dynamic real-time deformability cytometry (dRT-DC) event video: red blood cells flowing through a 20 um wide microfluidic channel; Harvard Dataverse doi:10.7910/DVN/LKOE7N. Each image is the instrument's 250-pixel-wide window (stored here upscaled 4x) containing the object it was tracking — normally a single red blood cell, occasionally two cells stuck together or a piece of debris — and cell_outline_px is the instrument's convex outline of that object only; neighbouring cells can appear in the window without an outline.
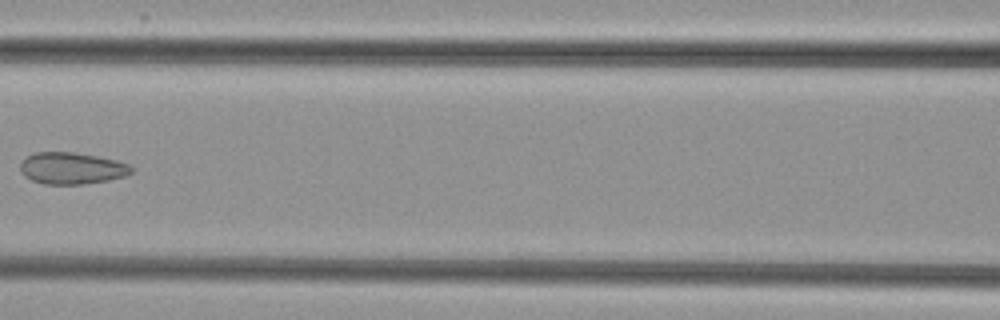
{"species": "common noctule bat (a hibernating species)", "species_latin": "Nyctalus noctula", "temperature_condition": "cold", "stored_images_in_passage": 7, "camera_frame_rate_fps": 3000, "um_per_image_px": 0.085, "animal": {"sex": "female", "body_mass_g": 29.2, "forearm_length_mm": 56.3}, "frame": {"image": 1, "passage_image": 5, "time_ms": 5.0, "image_size_px": [1000, 320], "cell_outline_px": [[136, 168], [132, 172], [124, 176], [108, 180], [84, 184], [44, 184], [32, 180], [24, 176], [20, 172], [20, 160], [36, 152], [76, 152], [100, 156], [116, 160], [128, 164]], "centroid_in_image_um": [6.1, 14.29], "position_along_channel_um": 160.5, "area_um2": 20.81}}
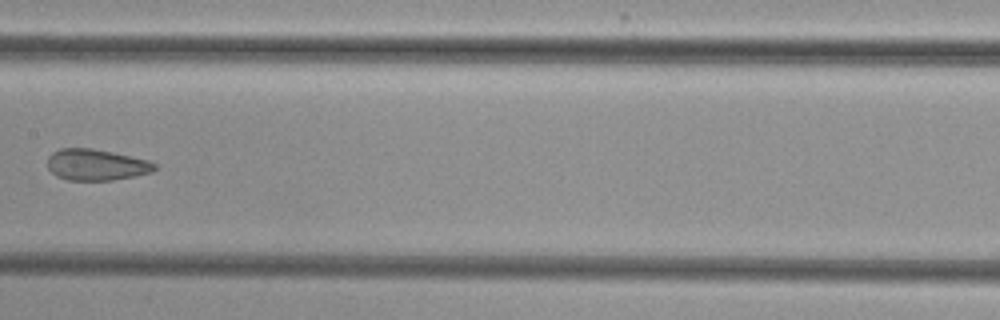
{"frame": {"image": 2, "passage_image": 6, "time_ms": 6.0, "image_size_px": [1000, 320], "cell_outline_px": [[156, 168], [152, 172], [136, 176], [112, 180], [68, 180], [56, 176], [48, 168], [48, 156], [52, 152], [60, 148], [92, 148], [112, 152], [148, 160], [156, 164]], "centroid_in_image_um": [8.17, 14.0], "position_along_channel_um": 199.2, "area_um2": 19.54}}
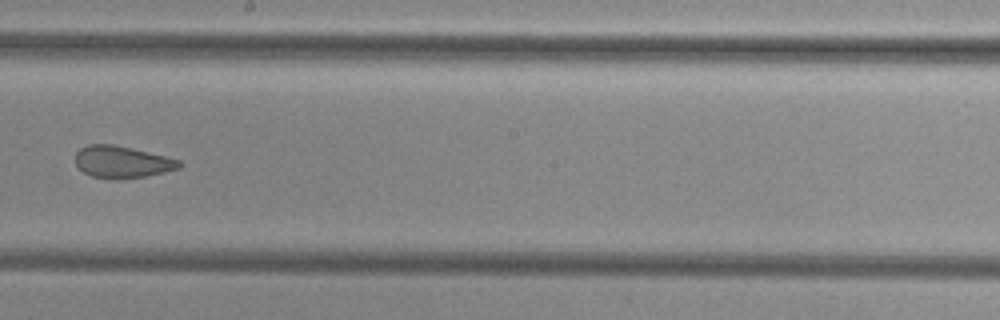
{"frame": {"image": 3, "passage_image": 7, "time_ms": 7.0, "image_size_px": [1000, 320], "cell_outline_px": [[184, 164], [180, 168], [164, 172], [144, 176], [92, 176], [84, 172], [76, 164], [76, 152], [80, 148], [88, 144], [112, 144], [132, 148], [180, 160]], "centroid_in_image_um": [10.4, 13.71], "position_along_channel_um": 237.8, "area_um2": 18.55}}